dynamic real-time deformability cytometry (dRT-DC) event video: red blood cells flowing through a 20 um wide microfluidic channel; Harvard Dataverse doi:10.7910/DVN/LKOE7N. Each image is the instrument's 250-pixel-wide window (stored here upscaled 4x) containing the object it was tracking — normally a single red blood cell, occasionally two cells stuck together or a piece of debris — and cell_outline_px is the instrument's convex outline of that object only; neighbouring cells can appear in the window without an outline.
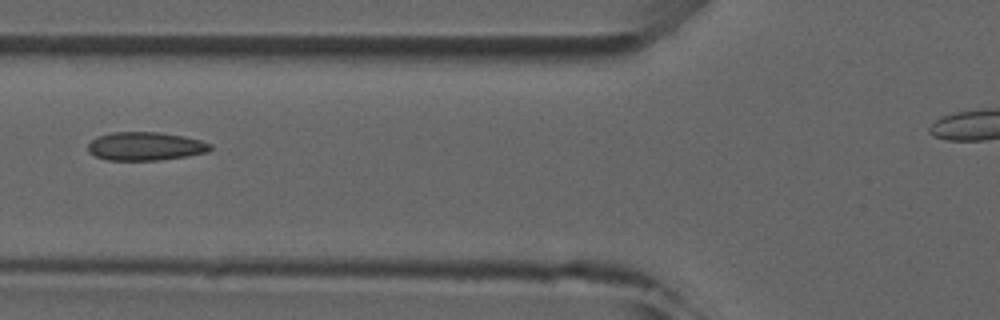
{"species": "common noctule bat (a hibernating species)", "species_latin": "Nyctalus noctula", "temperature_condition": "room temperature", "stored_images_in_passage": 4, "camera_frame_rate_fps": 3000, "um_per_image_px": 0.085, "animal": {"sex": "male", "forearm_length_mm": 52.5}, "frame": {"image": 1, "passage_image": 3, "time_ms": 2.333, "image_size_px": [1000, 320], "cell_outline_px": [[212, 148], [208, 152], [184, 156], [156, 160], [108, 160], [96, 156], [88, 152], [88, 144], [96, 136], [112, 132], [160, 132], [184, 136], [200, 140], [212, 144]], "centroid_in_image_um": [12.34, 12.42], "position_along_channel_um": 113.5, "area_um2": 20.23}}
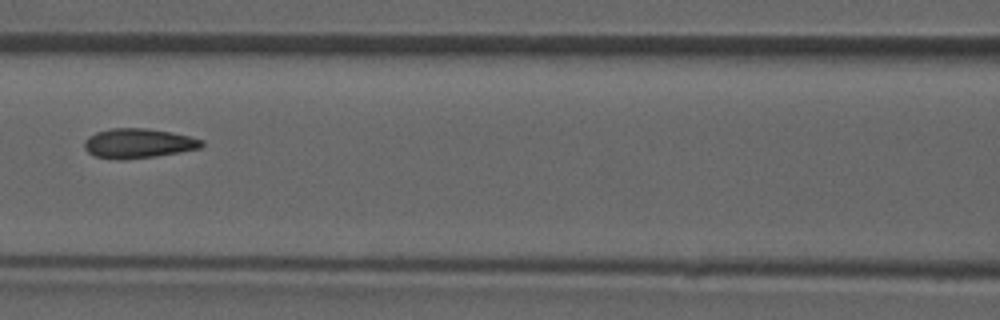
{"frame": {"image": 2, "passage_image": 4, "time_ms": 3.333, "image_size_px": [1000, 320], "cell_outline_px": [[204, 144], [200, 148], [180, 152], [156, 156], [124, 160], [120, 160], [96, 156], [88, 152], [84, 148], [84, 140], [88, 136], [96, 132], [112, 128], [148, 128], [172, 132], [204, 140]], "centroid_in_image_um": [11.75, 12.18], "position_along_channel_um": 154.9, "area_um2": 20.35}}